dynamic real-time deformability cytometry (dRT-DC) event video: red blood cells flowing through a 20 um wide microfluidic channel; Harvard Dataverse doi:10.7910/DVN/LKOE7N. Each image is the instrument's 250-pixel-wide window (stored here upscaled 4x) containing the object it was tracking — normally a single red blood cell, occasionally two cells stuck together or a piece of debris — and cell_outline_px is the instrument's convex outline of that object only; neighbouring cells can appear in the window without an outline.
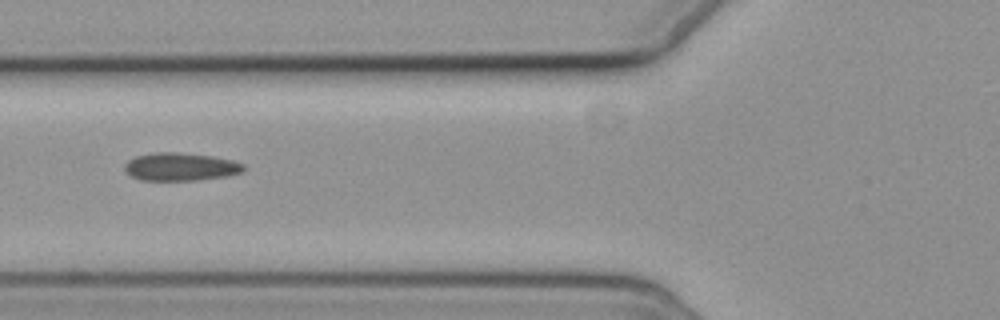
{"species": "common noctule bat (a hibernating species)", "species_latin": "Nyctalus noctula", "temperature_condition": "cold", "stored_images_in_passage": 6, "camera_frame_rate_fps": 3000, "um_per_image_px": 0.085, "animal": {"sex": "female", "body_mass_g": 19.3, "forearm_length_mm": 54.1}, "frame": {"image": 1, "passage_image": 6, "time_ms": 5.667, "image_size_px": [1000, 320], "cell_outline_px": [[244, 172], [224, 176], [196, 180], [140, 180], [124, 172], [124, 164], [128, 160], [136, 156], [152, 152], [176, 152], [212, 156], [232, 160], [244, 164]], "centroid_in_image_um": [15.31, 14.17], "position_along_channel_um": 110.5, "area_um2": 19.42}}